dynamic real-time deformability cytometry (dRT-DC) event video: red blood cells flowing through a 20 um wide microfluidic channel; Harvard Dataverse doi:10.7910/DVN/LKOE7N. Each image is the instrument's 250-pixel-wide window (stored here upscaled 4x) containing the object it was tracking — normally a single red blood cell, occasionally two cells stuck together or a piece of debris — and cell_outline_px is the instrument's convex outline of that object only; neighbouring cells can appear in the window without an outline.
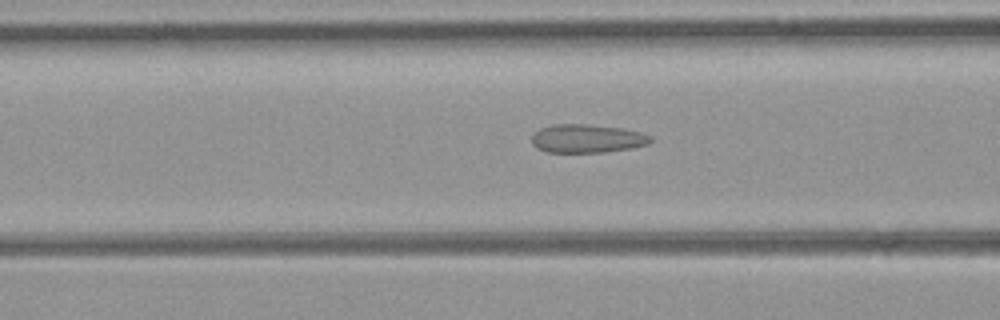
{"species": "common noctule bat (a hibernating species)", "species_latin": "Nyctalus noctula", "temperature_condition": "room temperature", "stored_images_in_passage": 39, "camera_frame_rate_fps": 3000, "um_per_image_px": 0.085, "animal": {"sex": "female", "body_mass_g": 21.9}, "frame": {"image": 1, "passage_image": 19, "time_ms": 6.0, "image_size_px": [1000, 320], "cell_outline_px": [[652, 140], [648, 144], [632, 148], [604, 152], [548, 152], [536, 148], [532, 144], [532, 136], [540, 128], [552, 124], [588, 124], [624, 128], [640, 132], [652, 136]], "centroid_in_image_um": [49.91, 11.77], "position_along_channel_um": 116.7, "area_um2": 19.83}}
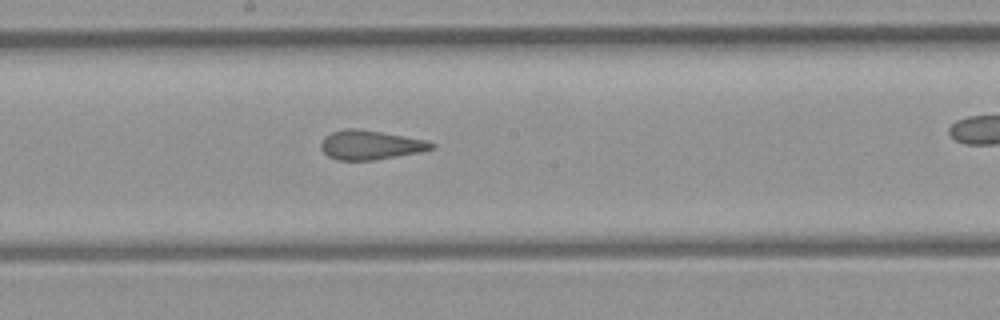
{"frame": {"image": 2, "passage_image": 26, "time_ms": 8.333, "image_size_px": [1000, 320], "cell_outline_px": [[436, 148], [420, 152], [372, 160], [336, 160], [328, 156], [320, 148], [320, 144], [324, 136], [332, 132], [344, 128], [356, 128], [428, 140], [436, 144]], "centroid_in_image_um": [31.48, 12.32], "position_along_channel_um": 216.7, "area_um2": 18.9}}
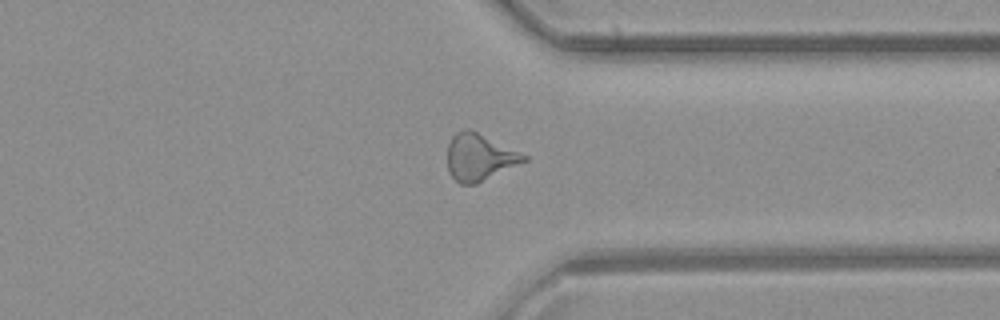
{"frame": {"image": 3, "passage_image": 37, "time_ms": 12.0, "image_size_px": [1000, 320], "cell_outline_px": [[528, 160], [476, 184], [460, 184], [448, 172], [448, 144], [452, 136], [456, 132], [464, 128], [468, 128], [528, 156]], "centroid_in_image_um": [40.73, 13.37], "position_along_channel_um": 370.7, "area_um2": 20.63}}